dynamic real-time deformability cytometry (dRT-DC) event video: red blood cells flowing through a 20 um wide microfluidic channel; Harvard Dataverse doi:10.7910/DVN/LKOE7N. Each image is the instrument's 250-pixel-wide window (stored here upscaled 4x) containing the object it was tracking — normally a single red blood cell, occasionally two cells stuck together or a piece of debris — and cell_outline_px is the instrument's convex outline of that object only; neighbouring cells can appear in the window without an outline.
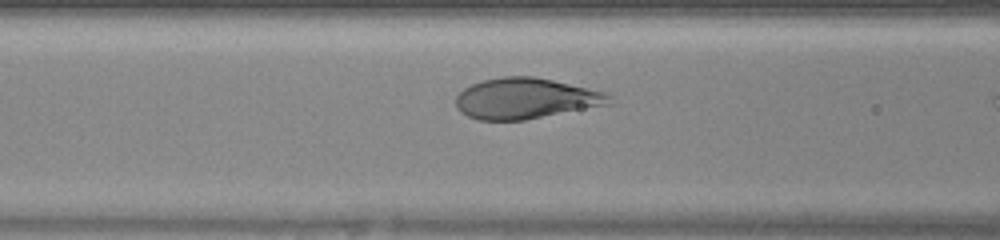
{"species": "human", "species_latin": "Homo sapiens", "temperature_condition": "warm", "stored_images_in_passage": 15, "camera_frame_rate_fps": 3000, "um_per_image_px": 0.085, "donor": {"sex": "female"}, "frame": {"image": 1, "passage_image": 13, "time_ms": 4.0, "image_size_px": [1000, 240], "cell_outline_px": [[616, 104], [524, 120], [480, 120], [468, 116], [460, 112], [456, 108], [456, 96], [464, 88], [472, 84], [484, 80], [504, 76], [532, 76], [552, 80], [608, 92], [612, 96]], "centroid_in_image_um": [44.76, 8.38], "position_along_channel_um": 121.8, "area_um2": 36.88}}